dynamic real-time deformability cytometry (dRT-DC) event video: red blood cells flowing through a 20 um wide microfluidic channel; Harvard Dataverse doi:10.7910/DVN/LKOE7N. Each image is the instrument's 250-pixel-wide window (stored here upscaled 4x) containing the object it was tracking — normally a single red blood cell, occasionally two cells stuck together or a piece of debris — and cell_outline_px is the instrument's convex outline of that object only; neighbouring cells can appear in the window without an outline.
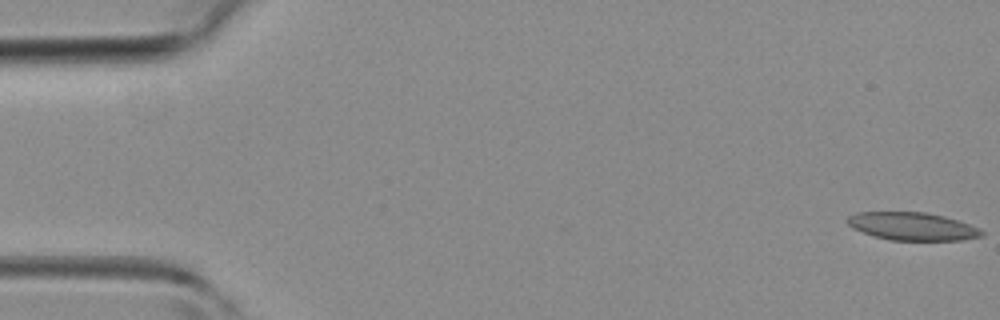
{"species": "common noctule bat (a hibernating species)", "species_latin": "Nyctalus noctula", "temperature_condition": "room temperature", "stored_images_in_passage": 9, "camera_frame_rate_fps": 3000, "um_per_image_px": 0.085, "animal": {"sex": "female", "body_mass_g": 19.3, "forearm_length_mm": 54.1}, "frame": {"image": 1, "passage_image": 1, "time_ms": 0.0, "image_size_px": [1000, 320], "cell_outline_px": [[984, 236], [964, 240], [888, 240], [872, 236], [852, 228], [848, 224], [848, 216], [856, 212], [928, 212], [960, 220], [980, 228], [984, 232]], "centroid_in_image_um": [77.59, 19.24], "position_along_channel_um": 7.4, "area_um2": 22.14}}